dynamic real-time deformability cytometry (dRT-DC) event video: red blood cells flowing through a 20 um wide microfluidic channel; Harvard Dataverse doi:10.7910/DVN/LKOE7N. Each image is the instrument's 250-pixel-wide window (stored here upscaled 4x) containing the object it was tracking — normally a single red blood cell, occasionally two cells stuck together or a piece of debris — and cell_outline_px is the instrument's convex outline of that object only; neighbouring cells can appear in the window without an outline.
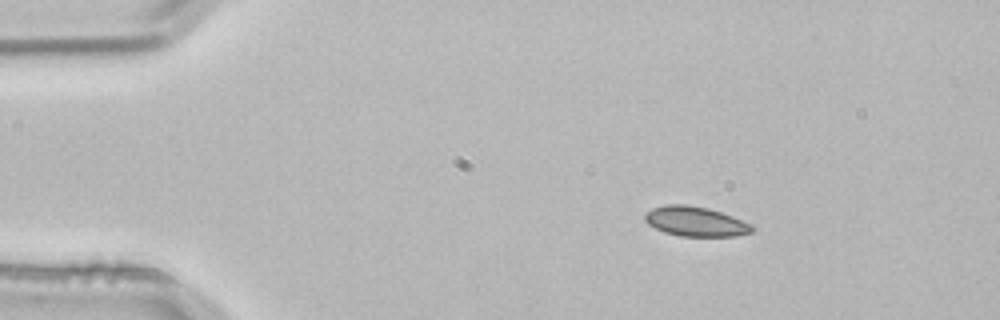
{"species": "common noctule bat (a hibernating species)", "species_latin": "Nyctalus noctula", "temperature_condition": "room temperature", "stored_images_in_passage": 3, "camera_frame_rate_fps": 3000, "um_per_image_px": 0.085, "animal": {"sex": "male", "body_mass_g": 21.5, "forearm_length_mm": 52.0}, "frame": {"image": 1, "passage_image": 1, "time_ms": 0.0, "image_size_px": [1000, 320], "cell_outline_px": [[756, 228], [752, 232], [736, 236], [680, 236], [664, 232], [648, 224], [644, 220], [644, 212], [652, 208], [664, 204], [688, 204], [708, 208], [732, 216], [752, 224]], "centroid_in_image_um": [59.1, 18.81], "position_along_channel_um": 25.9, "area_um2": 18.79}}
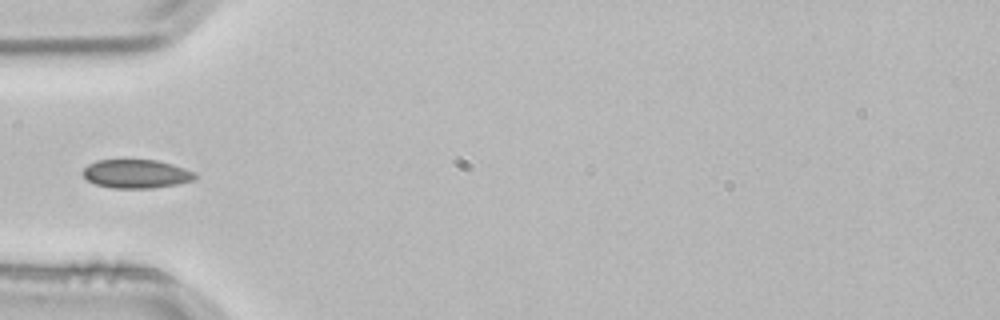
{"frame": {"image": 2, "passage_image": 3, "time_ms": 0.667, "image_size_px": [1000, 320], "cell_outline_px": [[196, 180], [176, 184], [152, 188], [112, 188], [96, 184], [88, 180], [84, 176], [84, 168], [88, 164], [96, 160], [156, 160], [172, 164], [196, 172]], "centroid_in_image_um": [11.61, 14.77], "position_along_channel_um": 73.4, "area_um2": 18.67}}